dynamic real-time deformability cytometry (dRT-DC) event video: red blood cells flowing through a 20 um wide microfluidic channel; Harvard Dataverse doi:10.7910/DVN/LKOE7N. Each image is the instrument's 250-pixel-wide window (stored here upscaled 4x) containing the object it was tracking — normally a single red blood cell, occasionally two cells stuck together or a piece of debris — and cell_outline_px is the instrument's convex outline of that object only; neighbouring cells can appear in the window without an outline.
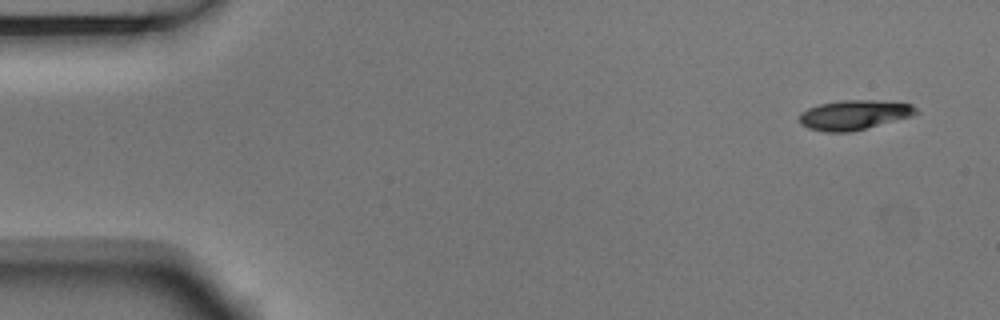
{"species": "Egyptian fruit bat (a non-hibernating species)", "species_latin": "Rousettus aegyptiacus", "temperature_condition": "room temperature", "stored_images_in_passage": 6, "camera_frame_rate_fps": 3000, "um_per_image_px": 0.085, "animal": {"sex": "male"}, "frame": {"image": 1, "passage_image": 1, "time_ms": 0.0, "image_size_px": [1000, 320], "cell_outline_px": [[920, 112], [912, 116], [852, 132], [824, 132], [808, 128], [800, 124], [800, 116], [808, 108], [820, 104], [840, 100], [872, 100], [912, 104]], "centroid_in_image_um": [72.62, 9.77], "position_along_channel_um": 12.4, "area_um2": 20.11}}
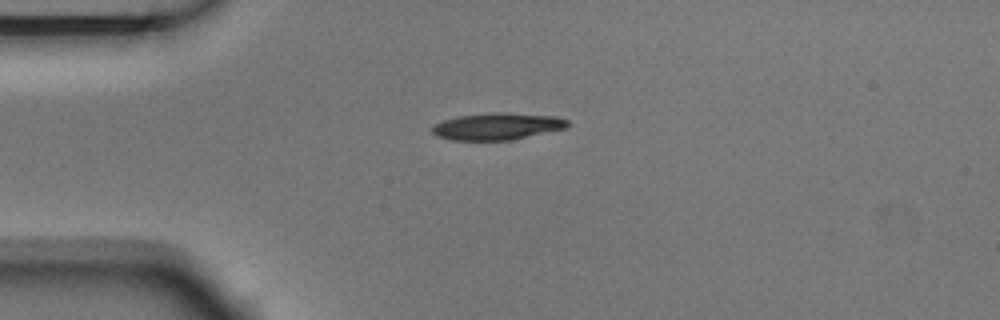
{"frame": {"image": 2, "passage_image": 4, "time_ms": 1.0, "image_size_px": [1000, 320], "cell_outline_px": [[568, 128], [512, 140], [448, 140], [436, 136], [432, 132], [432, 124], [444, 120], [460, 116], [496, 112], [556, 116], [568, 120]], "centroid_in_image_um": [42.26, 10.75], "position_along_channel_um": 42.7, "area_um2": 21.27}}